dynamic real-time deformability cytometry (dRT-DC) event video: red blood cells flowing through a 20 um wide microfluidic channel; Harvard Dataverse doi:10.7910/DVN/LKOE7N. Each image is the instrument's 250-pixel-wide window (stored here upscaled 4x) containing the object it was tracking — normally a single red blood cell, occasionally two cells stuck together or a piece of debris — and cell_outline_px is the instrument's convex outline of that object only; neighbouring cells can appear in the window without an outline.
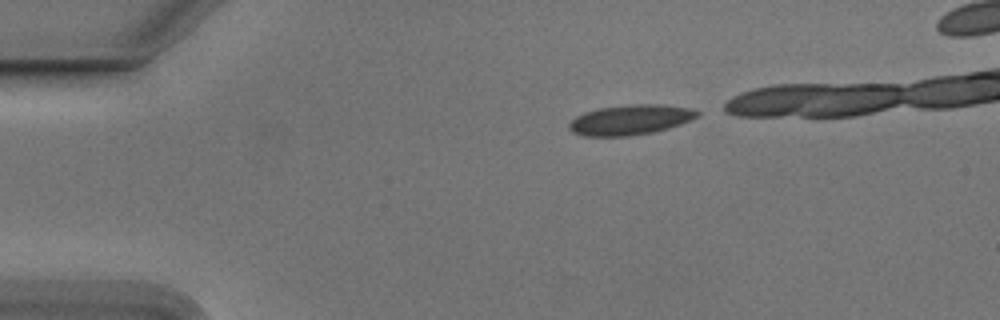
{"species": "Egyptian fruit bat (a non-hibernating species)", "species_latin": "Rousettus aegyptiacus", "temperature_condition": "cold", "stored_images_in_passage": 18, "camera_frame_rate_fps": 3000, "um_per_image_px": 0.085, "animal": {"sex": "male"}, "frame": {"image": 1, "passage_image": 1, "time_ms": 0.0, "image_size_px": [1000, 320], "cell_outline_px": [[700, 112], [696, 116], [680, 124], [668, 128], [652, 132], [628, 136], [584, 136], [572, 132], [568, 128], [568, 124], [576, 116], [584, 112], [600, 108], [632, 104], [656, 104], [688, 108]], "centroid_in_image_um": [53.51, 10.19], "position_along_channel_um": 31.5, "area_um2": 22.14}}
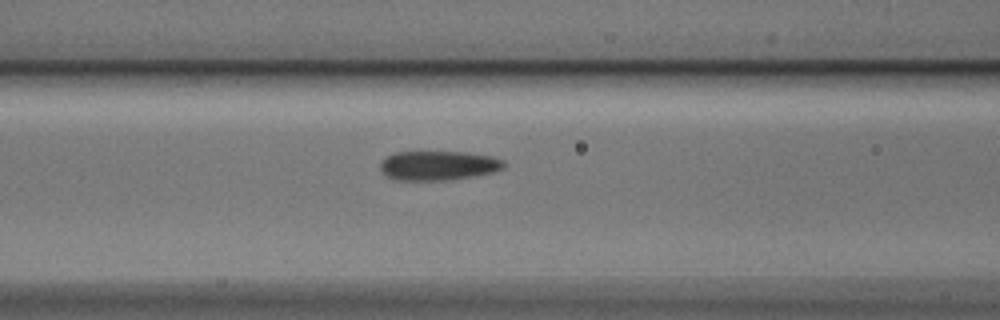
{"frame": {"image": 2, "passage_image": 13, "time_ms": 4.0, "image_size_px": [1000, 320], "cell_outline_px": [[504, 168], [492, 172], [472, 176], [444, 180], [392, 180], [384, 176], [380, 168], [380, 164], [388, 156], [396, 152], [464, 152], [492, 156], [504, 160]], "centroid_in_image_um": [37.23, 14.07], "position_along_channel_um": 129.4, "area_um2": 21.1}}
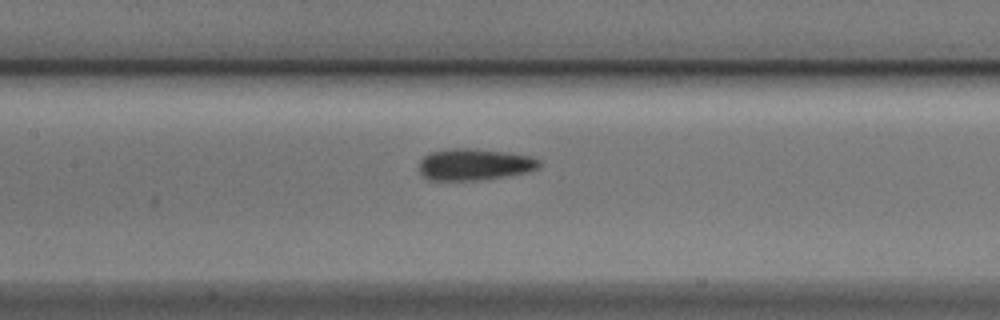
{"frame": {"image": 3, "passage_image": 16, "time_ms": 5.0, "image_size_px": [1000, 320], "cell_outline_px": [[544, 164], [540, 168], [528, 172], [480, 180], [428, 180], [420, 176], [420, 160], [428, 152], [452, 148], [468, 148], [532, 156], [540, 160]], "centroid_in_image_um": [40.32, 13.99], "position_along_channel_um": 167.1, "area_um2": 22.25}}